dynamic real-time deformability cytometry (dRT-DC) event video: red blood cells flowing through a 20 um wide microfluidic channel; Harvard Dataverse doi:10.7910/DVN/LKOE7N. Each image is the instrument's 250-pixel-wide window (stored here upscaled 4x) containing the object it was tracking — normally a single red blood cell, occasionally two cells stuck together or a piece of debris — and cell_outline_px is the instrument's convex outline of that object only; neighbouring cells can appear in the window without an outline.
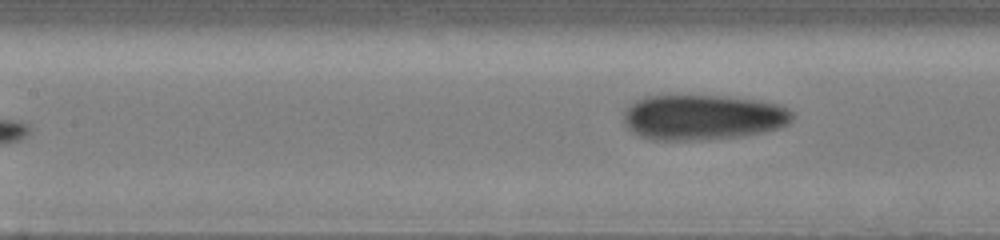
{"species": "human", "species_latin": "Homo sapiens", "temperature_condition": "cold", "stored_images_in_passage": 28, "segment_of_instrument_passage": [2, 2], "camera_frame_rate_fps": 3000, "um_per_image_px": 0.085, "donor": {"sex": "male"}, "frame": {"image": 1, "passage_image": 28, "time_ms": 10.333, "image_size_px": [1000, 240], "cell_outline_px": [[792, 120], [788, 124], [780, 128], [764, 132], [740, 136], [700, 140], [652, 140], [640, 136], [632, 132], [628, 128], [624, 120], [624, 112], [636, 100], [644, 96], [724, 96], [756, 100], [776, 104], [792, 112]], "centroid_in_image_um": [59.72, 9.98], "position_along_channel_um": 147.7, "area_um2": 44.33}}